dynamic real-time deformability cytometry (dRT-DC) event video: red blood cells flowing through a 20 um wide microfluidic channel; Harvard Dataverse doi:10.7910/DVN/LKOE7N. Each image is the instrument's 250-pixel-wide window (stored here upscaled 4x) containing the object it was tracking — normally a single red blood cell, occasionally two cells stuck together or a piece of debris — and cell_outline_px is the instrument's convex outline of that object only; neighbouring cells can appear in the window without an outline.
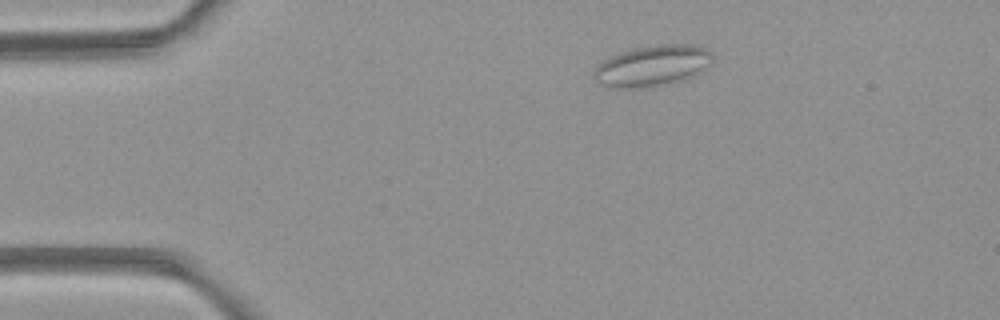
{"species": "common noctule bat (a hibernating species)", "species_latin": "Nyctalus noctula", "temperature_condition": "room temperature", "stored_images_in_passage": 2, "camera_frame_rate_fps": 3000, "um_per_image_px": 0.085, "animal": {"sex": "female", "body_mass_g": 21.9}, "frame": {"image": 1, "passage_image": 1, "time_ms": 0.0, "image_size_px": [1000, 320], "cell_outline_px": [[712, 64], [680, 80], [660, 84], [636, 88], [620, 88], [600, 84], [592, 80], [592, 72], [604, 60], [620, 52], [636, 48], [660, 44], [692, 44], [704, 48], [712, 52]], "centroid_in_image_um": [55.41, 5.57], "position_along_channel_um": 29.6, "area_um2": 27.74}}